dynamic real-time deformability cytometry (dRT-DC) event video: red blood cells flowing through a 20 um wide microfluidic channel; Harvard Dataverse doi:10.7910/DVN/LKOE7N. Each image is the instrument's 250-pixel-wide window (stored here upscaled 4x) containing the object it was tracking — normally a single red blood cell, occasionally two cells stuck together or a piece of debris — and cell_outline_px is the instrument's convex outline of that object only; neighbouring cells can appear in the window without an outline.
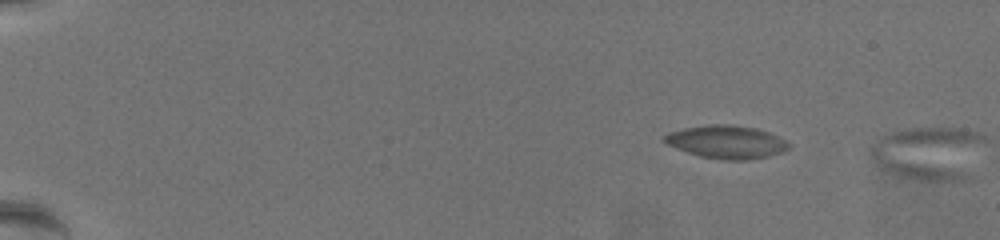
{"species": "common noctule bat (a hibernating species)", "species_latin": "Nyctalus noctula", "temperature_condition": "warm", "stored_images_in_passage": 12, "segment_of_instrument_passage": [2, 2], "camera_frame_rate_fps": 3000, "um_per_image_px": 0.085, "animal": {"sex": "female", "body_mass_g": 19.5, "forearm_length_mm": 54.1}, "frame": {"image": 1, "passage_image": 12, "time_ms": 3.667, "image_size_px": [1000, 240], "cell_outline_px": [[984, 140], [972, 176], [968, 180], [920, 180], [892, 172], [880, 168], [876, 164], [872, 156], [872, 148], [884, 136], [896, 132], [912, 128], [960, 128], [976, 132], [984, 136]], "centroid_in_image_um": [79.05, 13.03], "position_along_channel_um": 6.0, "area_um2": 34.91}}